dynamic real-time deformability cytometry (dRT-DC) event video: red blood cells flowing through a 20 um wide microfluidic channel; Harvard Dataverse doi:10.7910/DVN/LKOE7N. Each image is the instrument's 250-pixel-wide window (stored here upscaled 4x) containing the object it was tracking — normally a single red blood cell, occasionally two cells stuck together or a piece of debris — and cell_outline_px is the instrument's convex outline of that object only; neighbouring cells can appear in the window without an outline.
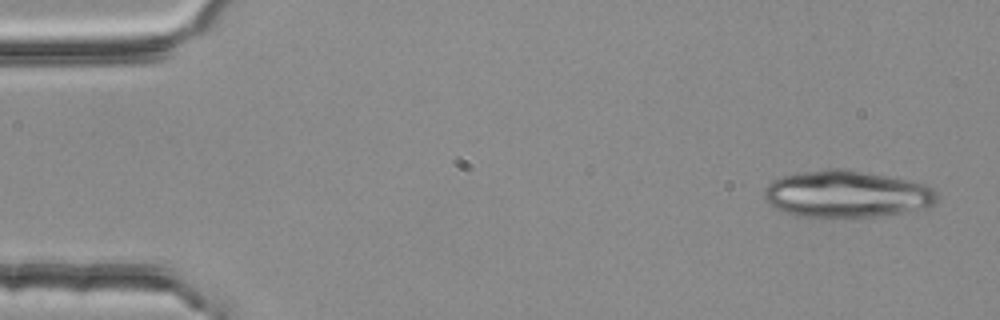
{"species": "common noctule bat (a hibernating species)", "species_latin": "Nyctalus noctula", "temperature_condition": "room temperature", "stored_images_in_passage": 4, "camera_frame_rate_fps": 3000, "um_per_image_px": 0.085, "animal": {"sex": "female", "body_mass_g": 25.1}, "frame": {"image": 1, "passage_image": 1, "time_ms": 0.0, "image_size_px": [1000, 320], "cell_outline_px": [[936, 200], [928, 208], [916, 212], [884, 216], [796, 216], [776, 208], [768, 204], [764, 196], [764, 188], [772, 180], [780, 176], [796, 172], [828, 168], [840, 168], [912, 180], [936, 188]], "centroid_in_image_um": [72.0, 16.48], "position_along_channel_um": 13.0, "area_um2": 47.8}}